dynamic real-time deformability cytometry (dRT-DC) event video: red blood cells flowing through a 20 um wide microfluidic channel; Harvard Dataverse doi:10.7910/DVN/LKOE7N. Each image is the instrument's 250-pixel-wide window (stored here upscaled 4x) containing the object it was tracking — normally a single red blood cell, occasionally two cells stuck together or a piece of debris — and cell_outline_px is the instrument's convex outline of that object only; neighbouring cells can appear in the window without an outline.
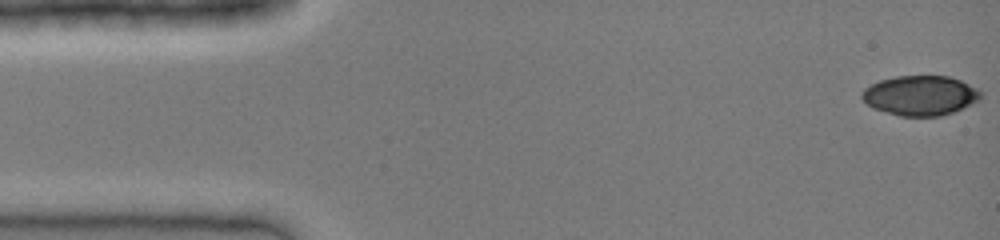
{"species": "common noctule bat (a hibernating species)", "species_latin": "Nyctalus noctula", "temperature_condition": "cold", "stored_images_in_passage": 41, "camera_frame_rate_fps": 3000, "um_per_image_px": 0.085, "animal": {"sex": "female", "body_mass_g": 19.0, "forearm_length_mm": 51.5}, "frame": {"image": 1, "passage_image": 1, "time_ms": 0.0, "image_size_px": [1000, 240], "cell_outline_px": [[984, 96], [980, 100], [952, 112], [940, 116], [900, 116], [876, 108], [868, 104], [860, 96], [860, 92], [864, 88], [880, 80], [896, 76], [948, 76], [960, 80], [976, 88]], "centroid_in_image_um": [78.23, 8.11], "position_along_channel_um": 6.8, "area_um2": 27.34}}